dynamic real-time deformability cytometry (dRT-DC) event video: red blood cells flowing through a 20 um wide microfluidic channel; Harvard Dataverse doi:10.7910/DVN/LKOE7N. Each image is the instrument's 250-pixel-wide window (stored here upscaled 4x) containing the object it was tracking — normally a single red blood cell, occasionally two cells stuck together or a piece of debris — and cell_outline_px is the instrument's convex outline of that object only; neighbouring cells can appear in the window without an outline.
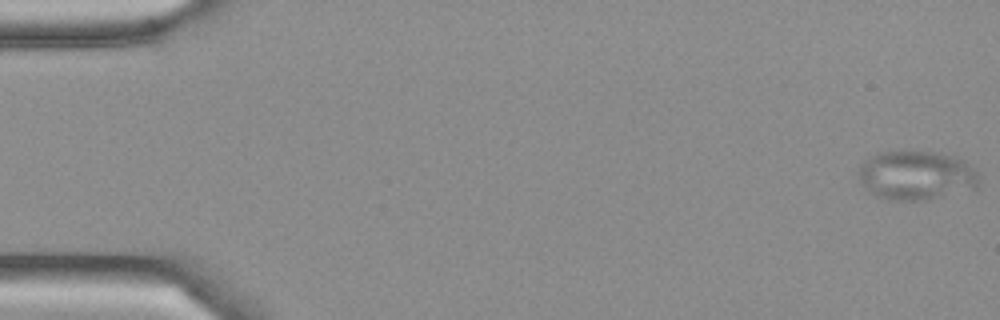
{"species": "Egyptian fruit bat (a non-hibernating species)", "species_latin": "Rousettus aegyptiacus", "temperature_condition": "cold", "stored_images_in_passage": 52, "camera_frame_rate_fps": 3000, "um_per_image_px": 0.085, "frame": {"image": 1, "passage_image": 1, "time_ms": 0.0, "image_size_px": [1000, 320], "cell_outline_px": [[980, 184], [976, 188], [928, 200], [892, 200], [876, 196], [868, 192], [860, 180], [856, 172], [860, 164], [864, 160], [876, 152], [940, 152], [956, 156], [964, 160], [976, 172], [980, 180]], "centroid_in_image_um": [77.86, 14.91], "position_along_channel_um": 7.1, "area_um2": 34.85}}
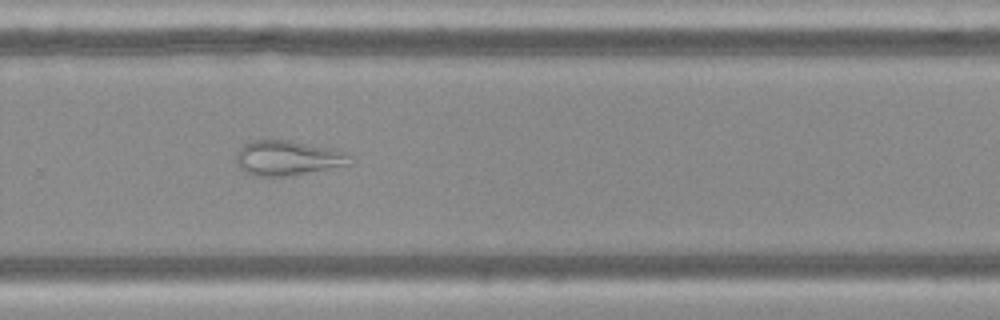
{"frame": {"image": 2, "passage_image": 35, "time_ms": 11.333, "image_size_px": [1000, 320], "cell_outline_px": [[352, 156], [348, 164], [288, 176], [256, 176], [244, 172], [240, 168], [236, 160], [236, 156], [240, 148], [244, 144], [252, 140], [288, 140], [336, 148]], "centroid_in_image_um": [24.43, 13.41], "position_along_channel_um": 305.4, "area_um2": 23.0}, "authors_computed_cell_mechanics": {"area_um2": 28.322, "velocity_mm_per_s": 3.8863, "shape_relaxation_time_tau1_ms": null, "shape_relaxation_time_tau2_ms": 2.5921, "deformation_change_tau1": null, "deformation_change_tau2": 0.1058}}